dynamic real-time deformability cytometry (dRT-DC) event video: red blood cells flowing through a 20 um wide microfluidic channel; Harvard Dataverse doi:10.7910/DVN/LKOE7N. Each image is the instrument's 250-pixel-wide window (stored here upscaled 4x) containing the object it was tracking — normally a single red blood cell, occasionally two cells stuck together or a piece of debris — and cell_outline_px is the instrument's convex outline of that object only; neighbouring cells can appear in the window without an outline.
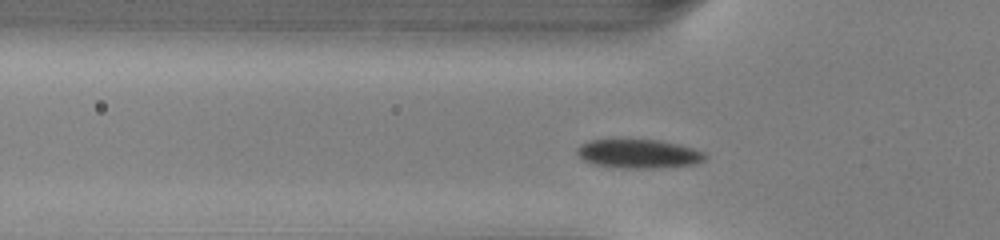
{"species": "common noctule bat (a hibernating species)", "species_latin": "Nyctalus noctula", "temperature_condition": "warm", "stored_images_in_passage": 44, "camera_frame_rate_fps": 3000, "um_per_image_px": 0.085, "animal": {"sex": "male", "body_mass_g": 13.0, "forearm_length_mm": 53.1}, "frame": {"image": 1, "passage_image": 9, "time_ms": 2.667, "image_size_px": [1000, 240], "cell_outline_px": [[708, 156], [704, 160], [696, 164], [660, 168], [624, 168], [592, 164], [584, 160], [576, 152], [576, 148], [580, 144], [592, 140], [612, 136], [660, 140], [680, 144], [704, 152]], "centroid_in_image_um": [54.24, 13.02], "position_along_channel_um": 71.6, "area_um2": 22.6}}
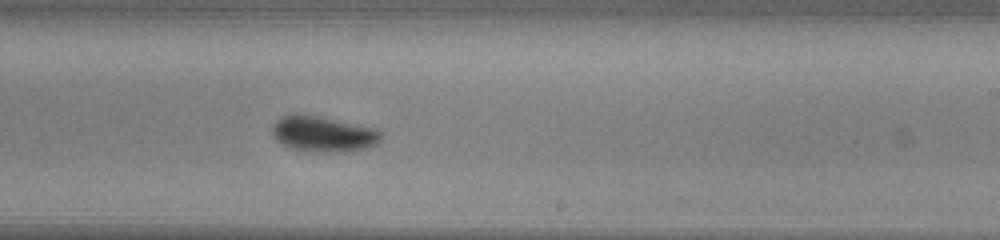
{"frame": {"image": 2, "passage_image": 23, "time_ms": 7.333, "image_size_px": [1000, 240], "cell_outline_px": [[380, 140], [376, 144], [368, 148], [336, 152], [320, 152], [292, 148], [276, 140], [272, 132], [272, 124], [280, 116], [312, 116], [376, 128], [380, 132]], "centroid_in_image_um": [27.48, 11.41], "position_along_channel_um": 261.5, "area_um2": 21.79}}
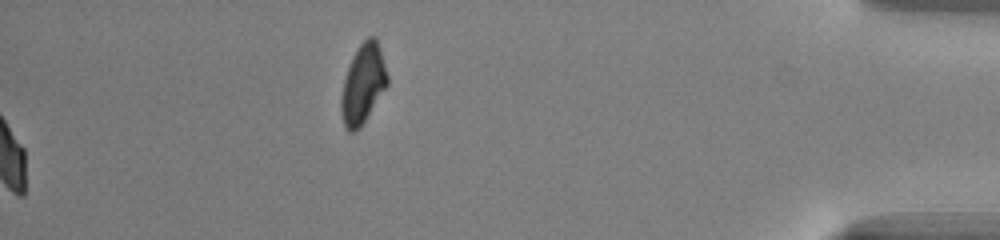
{"frame": {"image": 3, "passage_image": 44, "time_ms": 14.333, "image_size_px": [1000, 240], "cell_outline_px": [[388, 84], [360, 128], [356, 132], [348, 132], [344, 128], [340, 108], [340, 100], [344, 80], [352, 56], [360, 44], [368, 36], [376, 36], [380, 48], [388, 76]], "centroid_in_image_um": [30.84, 7.15], "position_along_channel_um": 404.4, "area_um2": 21.39}, "authors_computed_cell_mechanics": {"area_um2": 21.1548, "velocity_mm_per_s": 4.0714, "shape_relaxation_time_tau1_ms": 2.2375, "shape_relaxation_time_tau2_ms": null, "deformation_change_tau1": 0.1008, "deformation_change_tau2": null}}